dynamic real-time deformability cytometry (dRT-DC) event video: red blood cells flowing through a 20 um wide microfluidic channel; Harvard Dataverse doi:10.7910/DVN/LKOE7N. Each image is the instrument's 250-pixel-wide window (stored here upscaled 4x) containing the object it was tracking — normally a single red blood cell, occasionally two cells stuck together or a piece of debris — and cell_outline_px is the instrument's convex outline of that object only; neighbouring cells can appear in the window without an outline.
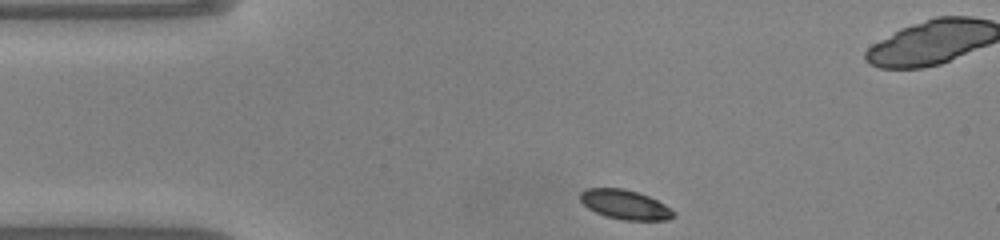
{"species": "common noctule bat (a hibernating species)", "species_latin": "Nyctalus noctula", "temperature_condition": "warm", "stored_images_in_passage": 42, "camera_frame_rate_fps": 3000, "um_per_image_px": 0.085, "animal": {"sex": "male", "body_mass_g": 20.0, "forearm_length_mm": 53.3}, "frame": {"image": 1, "passage_image": 1, "time_ms": 0.0, "image_size_px": [1000, 240], "cell_outline_px": [[676, 216], [668, 220], [624, 220], [604, 216], [588, 208], [580, 200], [580, 192], [584, 188], [624, 188], [648, 196], [664, 204], [676, 212]], "centroid_in_image_um": [53.13, 17.39], "position_along_channel_um": 31.9, "area_um2": 16.07}}
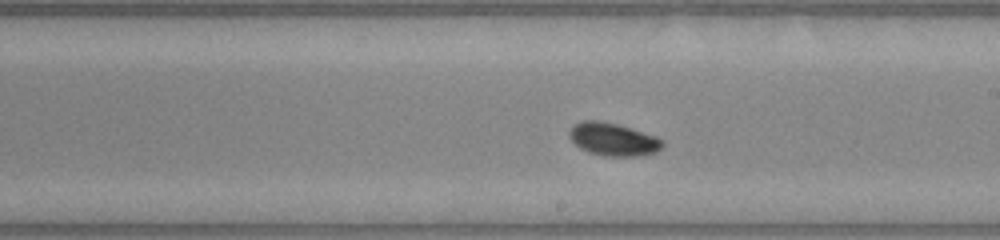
{"frame": {"image": 2, "passage_image": 19, "time_ms": 6.0, "image_size_px": [1000, 240], "cell_outline_px": [[664, 144], [656, 152], [636, 156], [604, 156], [588, 152], [580, 148], [568, 136], [568, 132], [576, 124], [584, 120], [596, 120], [616, 124], [656, 136], [664, 140]], "centroid_in_image_um": [52.12, 11.85], "position_along_channel_um": 236.9, "area_um2": 17.63}}
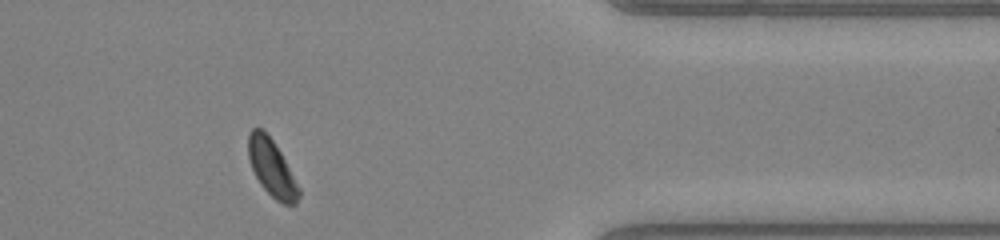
{"frame": {"image": 3, "passage_image": 32, "time_ms": 10.333, "image_size_px": [1000, 240], "cell_outline_px": [[300, 196], [296, 204], [284, 204], [276, 200], [260, 184], [252, 168], [248, 156], [248, 132], [252, 128], [260, 128], [272, 140], [280, 152], [300, 188]], "centroid_in_image_um": [23.1, 14.29], "position_along_channel_um": 388.3, "area_um2": 16.42}, "authors_computed_cell_mechanics": {"area_um2": 17.0221, "velocity_mm_per_s": 4.0607, "shape_relaxation_time_tau1_ms": 2.945, "shape_relaxation_time_tau2_ms": null, "deformation_change_tau1": 0.0885, "deformation_change_tau2": null}}